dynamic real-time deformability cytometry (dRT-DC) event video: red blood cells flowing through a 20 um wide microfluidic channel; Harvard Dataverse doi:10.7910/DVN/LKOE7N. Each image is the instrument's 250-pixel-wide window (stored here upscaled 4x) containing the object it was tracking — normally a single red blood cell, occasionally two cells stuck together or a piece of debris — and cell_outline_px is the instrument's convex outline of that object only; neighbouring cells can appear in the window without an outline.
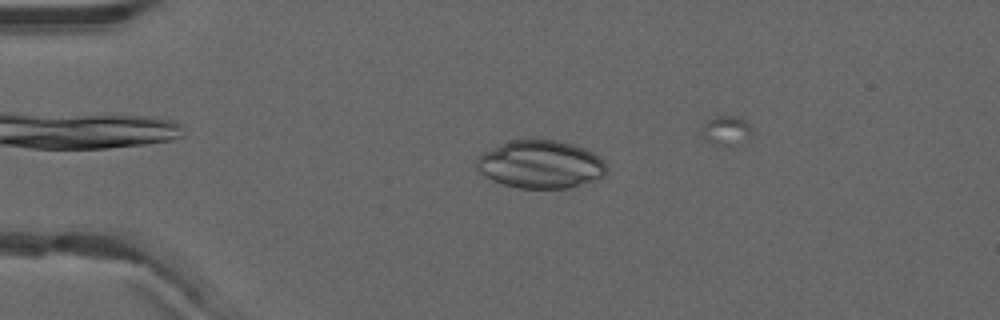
{"species": "common noctule bat (a hibernating species)", "species_latin": "Nyctalus noctula", "temperature_condition": "warm", "stored_images_in_passage": 39, "camera_frame_rate_fps": 3000, "um_per_image_px": 0.085, "animal": {"sex": "male", "forearm_length_mm": 52.5}, "frame": {"image": 1, "passage_image": 12, "time_ms": 3.667, "image_size_px": [1000, 320], "cell_outline_px": [[608, 168], [604, 176], [568, 188], [520, 188], [504, 184], [492, 180], [484, 176], [476, 168], [476, 160], [484, 152], [508, 140], [556, 140], [572, 144], [584, 148], [600, 156], [604, 160]], "centroid_in_image_um": [45.95, 13.97], "position_along_channel_um": 39.0, "area_um2": 36.18}}
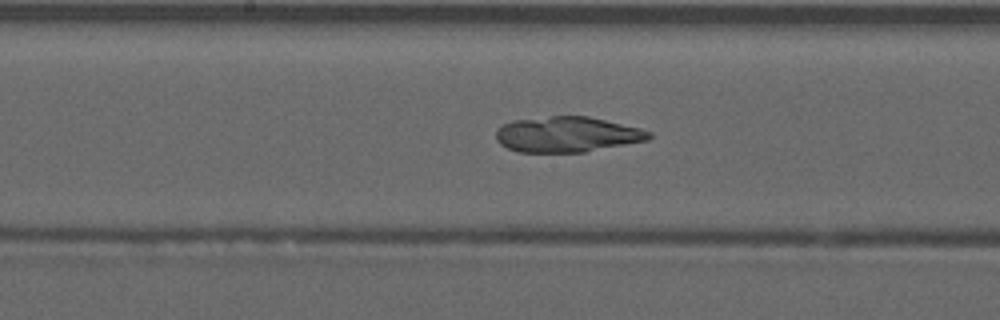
{"frame": {"image": 2, "passage_image": 27, "time_ms": 8.667, "image_size_px": [1000, 320], "cell_outline_px": [[652, 136], [648, 140], [584, 152], [520, 152], [508, 148], [500, 144], [496, 140], [496, 128], [512, 120], [552, 116], [588, 116], [640, 128], [652, 132]], "centroid_in_image_um": [48.19, 11.42], "position_along_channel_um": 200.0, "area_um2": 31.62}}
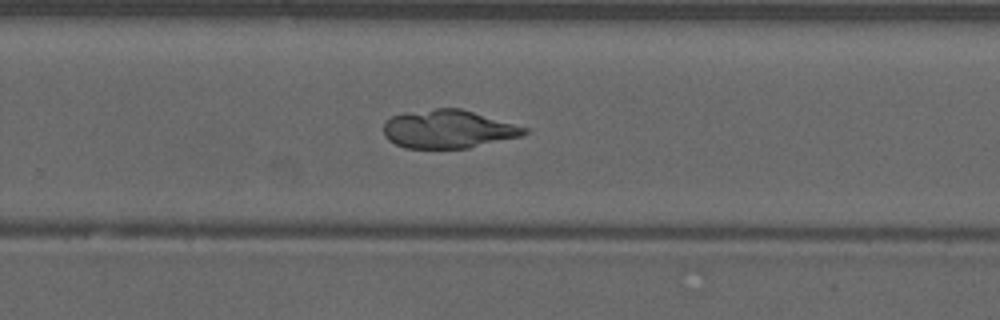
{"frame": {"image": 3, "passage_image": 34, "time_ms": 11.0, "image_size_px": [1000, 320], "cell_outline_px": [[532, 128], [524, 136], [468, 148], [404, 148], [388, 140], [384, 136], [384, 124], [392, 116], [404, 112], [436, 108], [460, 108]], "centroid_in_image_um": [38.16, 10.97], "position_along_channel_um": 291.6, "area_um2": 31.79}}